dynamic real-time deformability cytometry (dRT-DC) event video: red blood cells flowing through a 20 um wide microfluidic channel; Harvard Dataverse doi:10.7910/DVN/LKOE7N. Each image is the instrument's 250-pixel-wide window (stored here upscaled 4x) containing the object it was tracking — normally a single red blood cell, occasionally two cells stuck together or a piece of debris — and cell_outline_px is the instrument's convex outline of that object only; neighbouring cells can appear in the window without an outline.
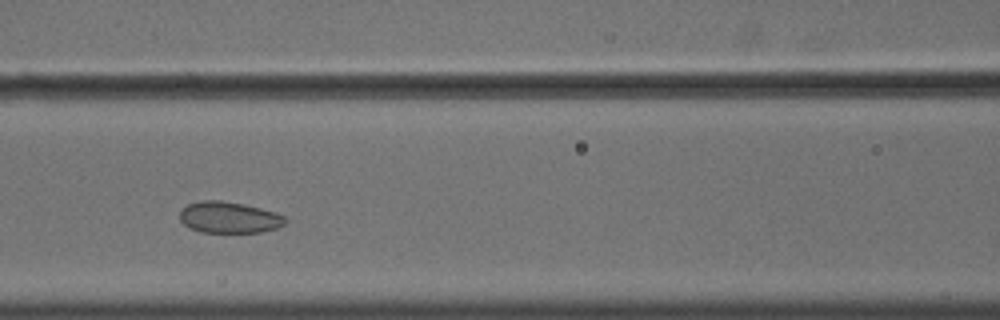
{"species": "common noctule bat (a hibernating species)", "species_latin": "Nyctalus noctula", "temperature_condition": "cold", "stored_images_in_passage": 46, "camera_frame_rate_fps": 3000, "um_per_image_px": 0.085, "animal": {"sex": "male", "body_mass_g": 18.8}, "frame": {"image": 1, "passage_image": 15, "time_ms": 4.667, "image_size_px": [1000, 320], "cell_outline_px": [[288, 220], [284, 224], [276, 228], [260, 232], [200, 232], [184, 224], [180, 220], [180, 212], [188, 204], [200, 200], [220, 200], [244, 204], [276, 212], [284, 216]], "centroid_in_image_um": [19.49, 18.47], "position_along_channel_um": 147.1, "area_um2": 19.19}}
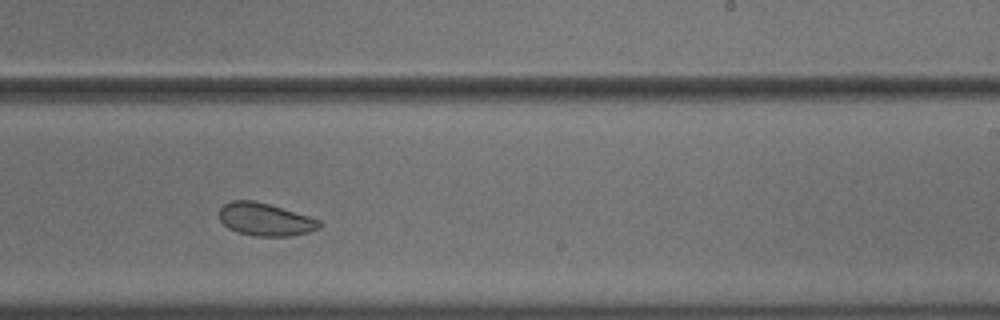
{"frame": {"image": 2, "passage_image": 25, "time_ms": 8.0, "image_size_px": [1000, 320], "cell_outline_px": [[320, 228], [308, 232], [292, 236], [252, 236], [236, 232], [228, 228], [220, 220], [220, 208], [224, 204], [232, 200], [252, 200], [268, 204], [308, 216], [320, 220]], "centroid_in_image_um": [22.52, 18.66], "position_along_channel_um": 266.5, "area_um2": 19.02}}
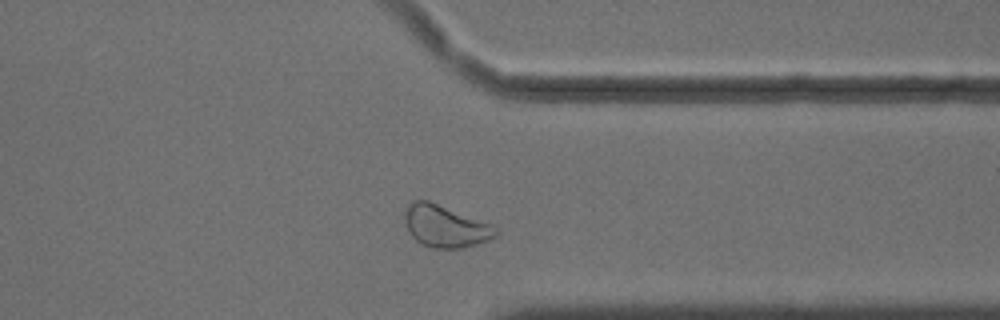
{"frame": {"image": 3, "passage_image": 34, "time_ms": 11.0, "image_size_px": [1000, 320], "cell_outline_px": [[500, 232], [496, 236], [488, 240], [476, 244], [460, 248], [432, 248], [416, 240], [412, 236], [404, 220], [404, 212], [408, 204], [412, 200], [428, 200], [492, 224], [500, 228]], "centroid_in_image_um": [37.88, 19.22], "position_along_channel_um": 373.5, "area_um2": 22.31}, "authors_computed_cell_mechanics": {"area_um2": 21.097, "velocity_mm_per_s": 3.5853, "shape_relaxation_time_tau1_ms": 9.7572, "shape_relaxation_time_tau2_ms": 1.9505, "deformation_change_tau1": 0.094, "deformation_change_tau2": 0.0546}}